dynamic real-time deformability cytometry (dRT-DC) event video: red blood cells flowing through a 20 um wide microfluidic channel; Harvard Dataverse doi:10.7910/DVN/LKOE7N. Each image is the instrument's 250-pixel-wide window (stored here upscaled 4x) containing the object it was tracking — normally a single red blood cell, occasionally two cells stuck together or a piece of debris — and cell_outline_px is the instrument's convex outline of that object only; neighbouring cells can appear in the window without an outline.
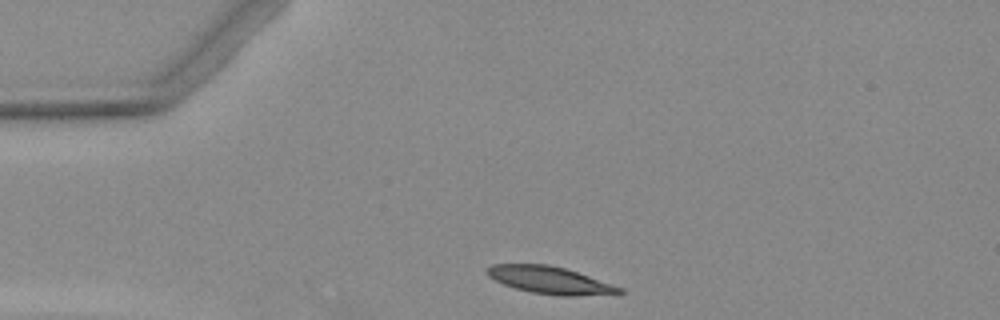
{"species": "Egyptian fruit bat (a non-hibernating species)", "species_latin": "Rousettus aegyptiacus", "temperature_condition": "warm", "stored_images_in_passage": 1, "camera_frame_rate_fps": 3000, "um_per_image_px": 0.085, "animal": {"sex": "female"}, "frame": {"image": 1, "passage_image": 1, "time_ms": 0.0, "image_size_px": [1000, 320], "cell_outline_px": [[624, 292], [620, 296], [556, 296], [532, 292], [516, 288], [504, 284], [488, 276], [484, 272], [492, 264], [548, 264], [564, 268], [624, 288]], "centroid_in_image_um": [46.86, 23.85], "position_along_channel_um": 38.1, "area_um2": 21.39}}